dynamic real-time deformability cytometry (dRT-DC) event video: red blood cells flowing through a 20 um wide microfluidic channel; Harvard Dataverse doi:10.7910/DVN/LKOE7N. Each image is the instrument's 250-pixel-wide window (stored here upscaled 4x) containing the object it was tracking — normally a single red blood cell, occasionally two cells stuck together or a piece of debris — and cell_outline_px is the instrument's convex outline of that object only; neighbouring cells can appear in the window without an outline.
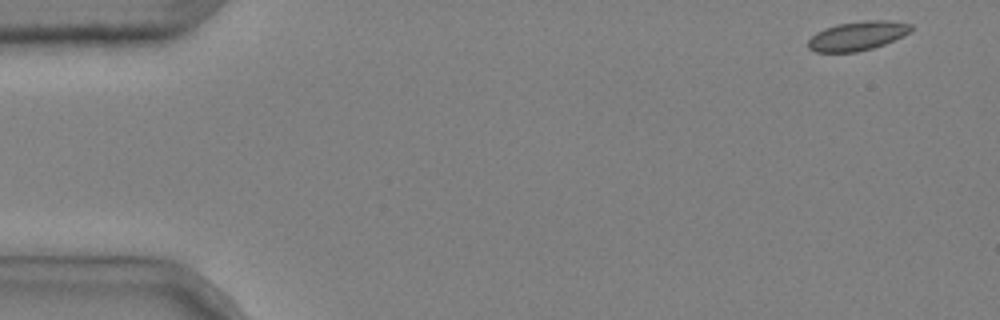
{"species": "common noctule bat (a hibernating species)", "species_latin": "Nyctalus noctula", "temperature_condition": "cold", "stored_images_in_passage": 8, "camera_frame_rate_fps": 3000, "um_per_image_px": 0.085, "animal": {"sex": "male", "body_mass_g": 20.4}, "frame": {"image": 1, "passage_image": 1, "time_ms": 0.0, "image_size_px": [1000, 320], "cell_outline_px": [[912, 32], [904, 36], [884, 44], [872, 48], [856, 52], [816, 52], [808, 48], [808, 40], [816, 32], [824, 28], [836, 24], [864, 20], [892, 20], [912, 24]], "centroid_in_image_um": [72.91, 3.03], "position_along_channel_um": 12.1, "area_um2": 17.69}}
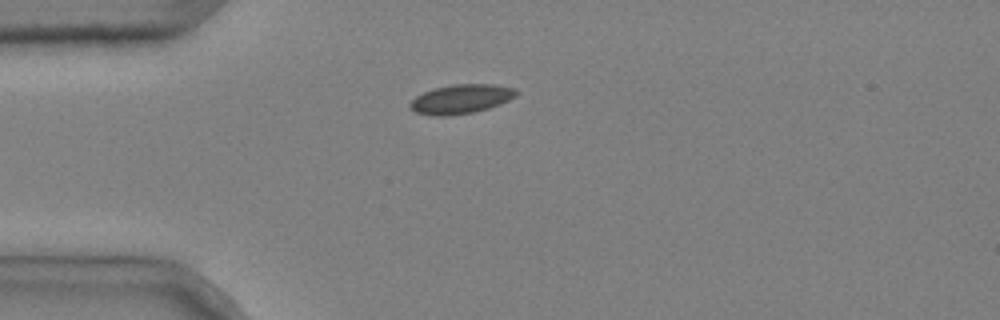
{"frame": {"image": 2, "passage_image": 4, "time_ms": 1.0, "image_size_px": [1000, 320], "cell_outline_px": [[520, 92], [516, 96], [500, 104], [488, 108], [472, 112], [444, 116], [436, 116], [416, 112], [408, 108], [408, 104], [416, 96], [432, 88], [452, 84], [496, 84], [516, 88]], "centroid_in_image_um": [39.19, 8.4], "position_along_channel_um": 45.8, "area_um2": 18.21}}